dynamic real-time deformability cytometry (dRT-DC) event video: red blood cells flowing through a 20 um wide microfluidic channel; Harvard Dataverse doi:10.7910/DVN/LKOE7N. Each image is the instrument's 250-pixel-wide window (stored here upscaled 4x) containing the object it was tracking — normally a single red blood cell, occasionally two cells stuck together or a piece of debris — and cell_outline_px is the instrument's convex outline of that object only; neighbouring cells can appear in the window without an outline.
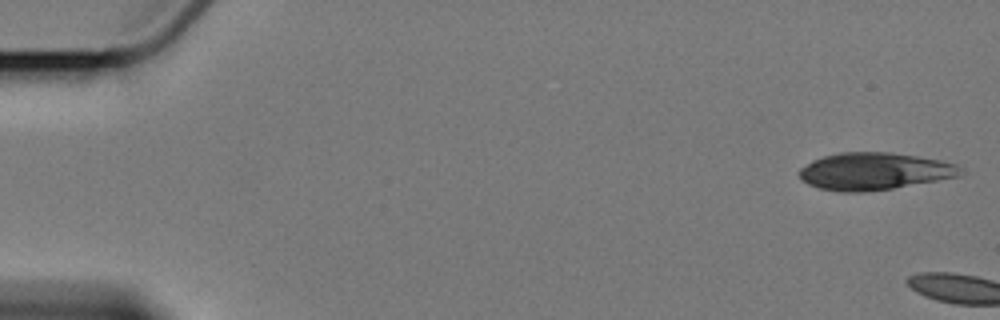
{"species": "Egyptian fruit bat (a non-hibernating species)", "species_latin": "Rousettus aegyptiacus", "temperature_condition": "cold", "stored_images_in_passage": 4, "camera_frame_rate_fps": 3000, "um_per_image_px": 0.085, "animal": {"sex": "female"}, "frame": {"image": 1, "passage_image": 1, "time_ms": 0.0, "image_size_px": [1000, 320], "cell_outline_px": [[964, 172], [960, 176], [892, 188], [864, 192], [840, 192], [820, 188], [808, 184], [800, 180], [800, 168], [812, 160], [824, 156], [840, 152], [892, 152], [940, 160], [956, 164], [964, 168]], "centroid_in_image_um": [74.32, 14.55], "position_along_channel_um": 10.7, "area_um2": 35.03}}